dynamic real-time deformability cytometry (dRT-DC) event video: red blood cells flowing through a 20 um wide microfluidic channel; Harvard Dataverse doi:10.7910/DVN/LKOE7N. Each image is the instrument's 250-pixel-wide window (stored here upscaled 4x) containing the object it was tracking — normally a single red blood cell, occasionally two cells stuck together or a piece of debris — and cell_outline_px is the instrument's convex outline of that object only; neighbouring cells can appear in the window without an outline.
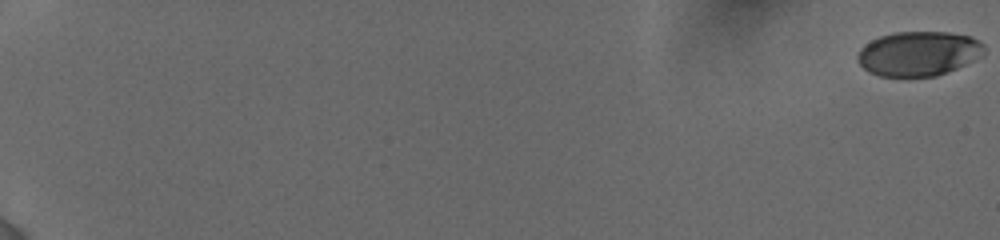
{"species": "human", "species_latin": "Homo sapiens", "temperature_condition": "cold", "stored_images_in_passage": 27, "camera_frame_rate_fps": 3000, "um_per_image_px": 0.085, "donor": {"sex": "female"}, "frame": {"image": 1, "passage_image": 1, "time_ms": 0.0, "image_size_px": [1000, 240], "cell_outline_px": [[984, 56], [956, 68], [936, 76], [880, 76], [868, 72], [856, 60], [856, 56], [860, 48], [864, 44], [880, 36], [892, 32], [948, 32], [972, 36], [980, 40], [984, 44]], "centroid_in_image_um": [78.08, 4.54], "position_along_channel_um": 6.9, "area_um2": 33.18}}
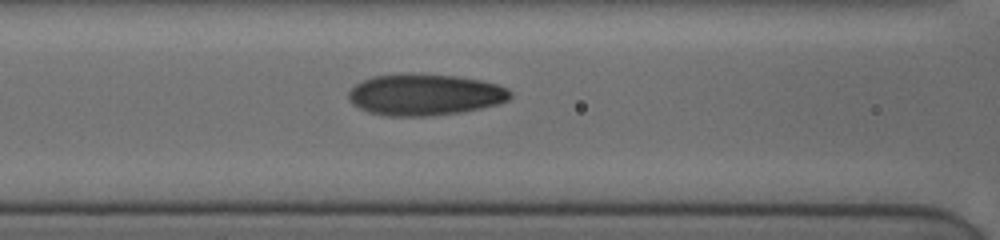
{"frame": {"image": 2, "passage_image": 16, "time_ms": 9.333, "image_size_px": [1000, 240], "cell_outline_px": [[512, 96], [508, 100], [496, 104], [480, 108], [460, 112], [424, 116], [388, 116], [368, 112], [352, 104], [348, 100], [348, 92], [356, 84], [372, 76], [400, 72], [404, 72], [456, 76], [480, 80], [496, 84], [508, 88], [512, 92]], "centroid_in_image_um": [36.08, 8.03], "position_along_channel_um": 130.5, "area_um2": 39.3}}
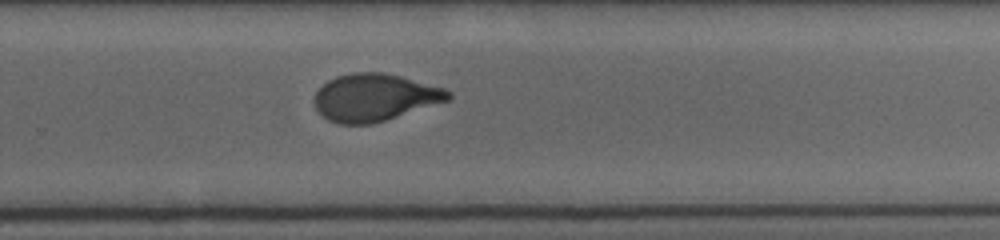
{"frame": {"image": 3, "passage_image": 27, "time_ms": 13.667, "image_size_px": [1000, 240], "cell_outline_px": [[452, 96], [448, 100], [372, 124], [340, 124], [328, 120], [316, 108], [316, 92], [328, 80], [336, 76], [352, 72], [384, 72], [400, 76], [444, 88], [452, 92]], "centroid_in_image_um": [31.85, 8.27], "position_along_channel_um": 298.0, "area_um2": 36.47}}